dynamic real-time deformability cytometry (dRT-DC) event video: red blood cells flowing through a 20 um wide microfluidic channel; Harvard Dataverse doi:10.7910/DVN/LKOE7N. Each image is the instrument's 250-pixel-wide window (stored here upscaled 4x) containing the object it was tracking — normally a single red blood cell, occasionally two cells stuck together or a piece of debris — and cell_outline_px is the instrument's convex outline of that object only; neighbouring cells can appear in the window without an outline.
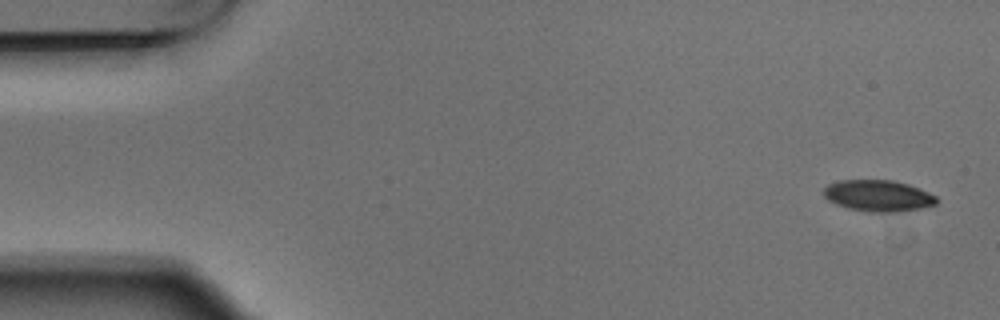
{"species": "Egyptian fruit bat (a non-hibernating species)", "species_latin": "Rousettus aegyptiacus", "temperature_condition": "warm", "stored_images_in_passage": 4, "camera_frame_rate_fps": 3000, "um_per_image_px": 0.085, "animal": {"sex": "male"}, "frame": {"image": 1, "passage_image": 1, "time_ms": 0.0, "image_size_px": [1000, 320], "cell_outline_px": [[936, 204], [920, 208], [896, 212], [868, 212], [848, 208], [836, 204], [828, 200], [824, 196], [824, 188], [828, 184], [840, 180], [892, 180], [908, 184], [920, 188], [936, 196]], "centroid_in_image_um": [74.63, 16.63], "position_along_channel_um": 10.4, "area_um2": 20.58}}
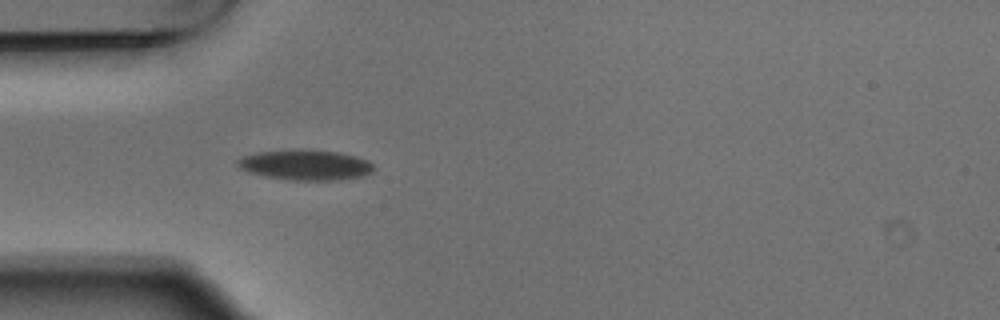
{"frame": {"image": 2, "passage_image": 4, "time_ms": 1.0, "image_size_px": [1000, 320], "cell_outline_px": [[372, 172], [364, 176], [340, 180], [292, 180], [268, 176], [248, 172], [236, 168], [236, 160], [244, 156], [256, 152], [300, 148], [340, 152], [356, 156], [368, 160], [372, 164]], "centroid_in_image_um": [25.94, 14.0], "position_along_channel_um": 59.1, "area_um2": 24.39}}